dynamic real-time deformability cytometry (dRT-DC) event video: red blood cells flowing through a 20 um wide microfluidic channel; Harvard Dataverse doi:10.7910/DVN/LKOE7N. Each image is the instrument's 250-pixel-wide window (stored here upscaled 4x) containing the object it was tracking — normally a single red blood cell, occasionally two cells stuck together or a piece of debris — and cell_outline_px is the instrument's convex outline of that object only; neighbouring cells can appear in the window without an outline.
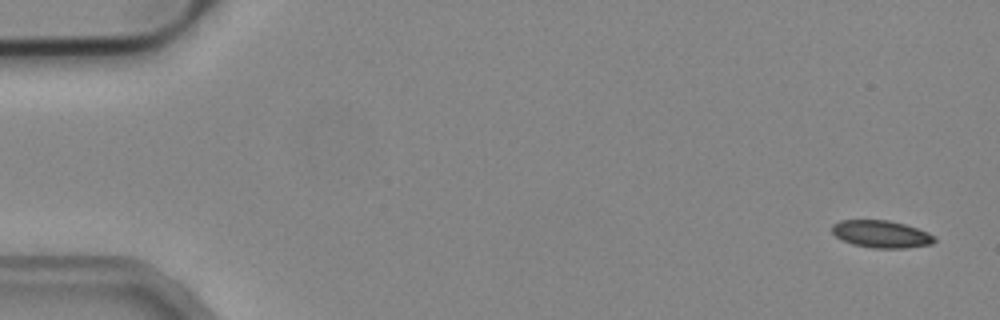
{"species": "common noctule bat (a hibernating species)", "species_latin": "Nyctalus noctula", "temperature_condition": "cold", "stored_images_in_passage": 7, "camera_frame_rate_fps": 3000, "um_per_image_px": 0.085, "animal": {"sex": "male", "body_mass_g": 19.2, "forearm_length_mm": 51.8}, "frame": {"image": 1, "passage_image": 7, "time_ms": 2.0, "image_size_px": [1000, 320], "cell_outline_px": [[936, 240], [932, 244], [904, 248], [872, 248], [852, 244], [836, 236], [832, 232], [832, 224], [840, 220], [888, 220], [904, 224], [928, 232], [936, 236]], "centroid_in_image_um": [74.92, 19.9], "position_along_channel_um": 10.1, "area_um2": 16.3}}